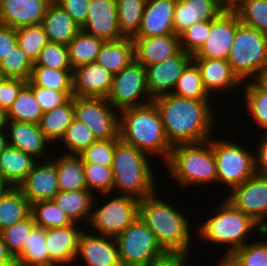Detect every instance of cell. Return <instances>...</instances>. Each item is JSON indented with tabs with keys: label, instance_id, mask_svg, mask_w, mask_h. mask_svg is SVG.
I'll return each mask as SVG.
<instances>
[{
	"label": "cell",
	"instance_id": "1",
	"mask_svg": "<svg viewBox=\"0 0 267 266\" xmlns=\"http://www.w3.org/2000/svg\"><path fill=\"white\" fill-rule=\"evenodd\" d=\"M153 102L159 110L166 137L172 146L200 143L216 135L214 133L217 131L219 116L213 110L214 101L192 100L168 93L154 98Z\"/></svg>",
	"mask_w": 267,
	"mask_h": 266
},
{
	"label": "cell",
	"instance_id": "2",
	"mask_svg": "<svg viewBox=\"0 0 267 266\" xmlns=\"http://www.w3.org/2000/svg\"><path fill=\"white\" fill-rule=\"evenodd\" d=\"M159 192L155 191L151 195L139 201V217L146 226L154 233L157 241L165 251L168 252H193L191 244L196 235H193L190 218L186 211L175 208L165 198H158ZM168 201V202H167ZM185 213V214H184ZM192 227V228H191ZM194 227V228H193ZM192 232V233H191Z\"/></svg>",
	"mask_w": 267,
	"mask_h": 266
},
{
	"label": "cell",
	"instance_id": "3",
	"mask_svg": "<svg viewBox=\"0 0 267 266\" xmlns=\"http://www.w3.org/2000/svg\"><path fill=\"white\" fill-rule=\"evenodd\" d=\"M221 201L216 205L218 208L215 207L213 210L215 212H212L210 217L204 218L202 224L195 229L194 234L197 233V237L207 245L215 244L220 248L223 245V249L226 251H223L222 255L225 257L232 255L250 240L257 238L264 229L226 198Z\"/></svg>",
	"mask_w": 267,
	"mask_h": 266
},
{
	"label": "cell",
	"instance_id": "4",
	"mask_svg": "<svg viewBox=\"0 0 267 266\" xmlns=\"http://www.w3.org/2000/svg\"><path fill=\"white\" fill-rule=\"evenodd\" d=\"M119 136L138 150L165 164L173 146L168 141L158 108L152 101L119 111ZM158 157V158H156ZM160 158V159H159Z\"/></svg>",
	"mask_w": 267,
	"mask_h": 266
},
{
	"label": "cell",
	"instance_id": "5",
	"mask_svg": "<svg viewBox=\"0 0 267 266\" xmlns=\"http://www.w3.org/2000/svg\"><path fill=\"white\" fill-rule=\"evenodd\" d=\"M148 154L119 138L115 144L112 171L113 192L128 195L138 200L158 191L154 164ZM150 160V161H149ZM155 175V176H154ZM118 192V193H117Z\"/></svg>",
	"mask_w": 267,
	"mask_h": 266
},
{
	"label": "cell",
	"instance_id": "6",
	"mask_svg": "<svg viewBox=\"0 0 267 266\" xmlns=\"http://www.w3.org/2000/svg\"><path fill=\"white\" fill-rule=\"evenodd\" d=\"M164 165L167 175L182 189L195 185L206 189L217 183V164L209 141L174 145Z\"/></svg>",
	"mask_w": 267,
	"mask_h": 266
},
{
	"label": "cell",
	"instance_id": "7",
	"mask_svg": "<svg viewBox=\"0 0 267 266\" xmlns=\"http://www.w3.org/2000/svg\"><path fill=\"white\" fill-rule=\"evenodd\" d=\"M232 71L242 81L252 80L267 66V34L240 22L228 59Z\"/></svg>",
	"mask_w": 267,
	"mask_h": 266
},
{
	"label": "cell",
	"instance_id": "8",
	"mask_svg": "<svg viewBox=\"0 0 267 266\" xmlns=\"http://www.w3.org/2000/svg\"><path fill=\"white\" fill-rule=\"evenodd\" d=\"M225 139L212 136L208 141L217 164V183L231 190L256 173L255 151L241 142Z\"/></svg>",
	"mask_w": 267,
	"mask_h": 266
},
{
	"label": "cell",
	"instance_id": "9",
	"mask_svg": "<svg viewBox=\"0 0 267 266\" xmlns=\"http://www.w3.org/2000/svg\"><path fill=\"white\" fill-rule=\"evenodd\" d=\"M100 195V197L106 196L104 197V199H110H108L107 201H102V198H100L101 202L103 203H97V200H99V198L96 199V197L98 196L95 195L92 209V217L89 223L90 226H88V228H92L94 230L93 232L96 234L116 238L135 219H137L139 215L140 200L128 195L116 196L113 193L112 195Z\"/></svg>",
	"mask_w": 267,
	"mask_h": 266
},
{
	"label": "cell",
	"instance_id": "10",
	"mask_svg": "<svg viewBox=\"0 0 267 266\" xmlns=\"http://www.w3.org/2000/svg\"><path fill=\"white\" fill-rule=\"evenodd\" d=\"M115 239L122 266H148L166 252L139 216Z\"/></svg>",
	"mask_w": 267,
	"mask_h": 266
},
{
	"label": "cell",
	"instance_id": "11",
	"mask_svg": "<svg viewBox=\"0 0 267 266\" xmlns=\"http://www.w3.org/2000/svg\"><path fill=\"white\" fill-rule=\"evenodd\" d=\"M74 118L85 124L96 140L119 136V111L106 98L73 96Z\"/></svg>",
	"mask_w": 267,
	"mask_h": 266
},
{
	"label": "cell",
	"instance_id": "12",
	"mask_svg": "<svg viewBox=\"0 0 267 266\" xmlns=\"http://www.w3.org/2000/svg\"><path fill=\"white\" fill-rule=\"evenodd\" d=\"M106 99L118 111L152 102L147 89L145 67L133 60L114 75L113 85Z\"/></svg>",
	"mask_w": 267,
	"mask_h": 266
},
{
	"label": "cell",
	"instance_id": "13",
	"mask_svg": "<svg viewBox=\"0 0 267 266\" xmlns=\"http://www.w3.org/2000/svg\"><path fill=\"white\" fill-rule=\"evenodd\" d=\"M225 198L267 230V175L255 173L233 187Z\"/></svg>",
	"mask_w": 267,
	"mask_h": 266
},
{
	"label": "cell",
	"instance_id": "14",
	"mask_svg": "<svg viewBox=\"0 0 267 266\" xmlns=\"http://www.w3.org/2000/svg\"><path fill=\"white\" fill-rule=\"evenodd\" d=\"M237 29V14L225 10L210 20V32L205 43L192 55L193 58L228 59Z\"/></svg>",
	"mask_w": 267,
	"mask_h": 266
},
{
	"label": "cell",
	"instance_id": "15",
	"mask_svg": "<svg viewBox=\"0 0 267 266\" xmlns=\"http://www.w3.org/2000/svg\"><path fill=\"white\" fill-rule=\"evenodd\" d=\"M192 55L181 50L172 58L145 67L146 84L152 99L172 93L183 70L192 61Z\"/></svg>",
	"mask_w": 267,
	"mask_h": 266
},
{
	"label": "cell",
	"instance_id": "16",
	"mask_svg": "<svg viewBox=\"0 0 267 266\" xmlns=\"http://www.w3.org/2000/svg\"><path fill=\"white\" fill-rule=\"evenodd\" d=\"M91 231H83L74 264L82 260L84 266H122L116 239Z\"/></svg>",
	"mask_w": 267,
	"mask_h": 266
},
{
	"label": "cell",
	"instance_id": "17",
	"mask_svg": "<svg viewBox=\"0 0 267 266\" xmlns=\"http://www.w3.org/2000/svg\"><path fill=\"white\" fill-rule=\"evenodd\" d=\"M192 61L197 65L203 86L212 99L216 98L213 94H218V92L221 95L228 94L229 96L231 92L234 93L243 85L227 60L192 58ZM233 89L234 91H232Z\"/></svg>",
	"mask_w": 267,
	"mask_h": 266
},
{
	"label": "cell",
	"instance_id": "18",
	"mask_svg": "<svg viewBox=\"0 0 267 266\" xmlns=\"http://www.w3.org/2000/svg\"><path fill=\"white\" fill-rule=\"evenodd\" d=\"M81 30L103 41H114L124 37L118 26L116 0H91L86 22Z\"/></svg>",
	"mask_w": 267,
	"mask_h": 266
},
{
	"label": "cell",
	"instance_id": "19",
	"mask_svg": "<svg viewBox=\"0 0 267 266\" xmlns=\"http://www.w3.org/2000/svg\"><path fill=\"white\" fill-rule=\"evenodd\" d=\"M18 188L31 204L53 200L60 191L55 163L51 159L38 161Z\"/></svg>",
	"mask_w": 267,
	"mask_h": 266
},
{
	"label": "cell",
	"instance_id": "20",
	"mask_svg": "<svg viewBox=\"0 0 267 266\" xmlns=\"http://www.w3.org/2000/svg\"><path fill=\"white\" fill-rule=\"evenodd\" d=\"M81 226L73 223L66 227L45 229V242L49 258L56 266H72L79 251L80 237L86 229Z\"/></svg>",
	"mask_w": 267,
	"mask_h": 266
},
{
	"label": "cell",
	"instance_id": "21",
	"mask_svg": "<svg viewBox=\"0 0 267 266\" xmlns=\"http://www.w3.org/2000/svg\"><path fill=\"white\" fill-rule=\"evenodd\" d=\"M6 133L8 146L17 148L38 161L50 159L48 153L54 148L40 130L39 124L8 121ZM45 157L47 158L45 159Z\"/></svg>",
	"mask_w": 267,
	"mask_h": 266
},
{
	"label": "cell",
	"instance_id": "22",
	"mask_svg": "<svg viewBox=\"0 0 267 266\" xmlns=\"http://www.w3.org/2000/svg\"><path fill=\"white\" fill-rule=\"evenodd\" d=\"M114 75L96 61L73 70V93L77 97L107 98Z\"/></svg>",
	"mask_w": 267,
	"mask_h": 266
},
{
	"label": "cell",
	"instance_id": "23",
	"mask_svg": "<svg viewBox=\"0 0 267 266\" xmlns=\"http://www.w3.org/2000/svg\"><path fill=\"white\" fill-rule=\"evenodd\" d=\"M53 0H0V24L19 28L42 24Z\"/></svg>",
	"mask_w": 267,
	"mask_h": 266
},
{
	"label": "cell",
	"instance_id": "24",
	"mask_svg": "<svg viewBox=\"0 0 267 266\" xmlns=\"http://www.w3.org/2000/svg\"><path fill=\"white\" fill-rule=\"evenodd\" d=\"M176 0H146L140 29L133 38H150L174 33Z\"/></svg>",
	"mask_w": 267,
	"mask_h": 266
},
{
	"label": "cell",
	"instance_id": "25",
	"mask_svg": "<svg viewBox=\"0 0 267 266\" xmlns=\"http://www.w3.org/2000/svg\"><path fill=\"white\" fill-rule=\"evenodd\" d=\"M135 60L144 67L172 58L181 51L179 35L132 38Z\"/></svg>",
	"mask_w": 267,
	"mask_h": 266
},
{
	"label": "cell",
	"instance_id": "26",
	"mask_svg": "<svg viewBox=\"0 0 267 266\" xmlns=\"http://www.w3.org/2000/svg\"><path fill=\"white\" fill-rule=\"evenodd\" d=\"M224 11L220 0H176L174 33L179 35L192 24L213 20Z\"/></svg>",
	"mask_w": 267,
	"mask_h": 266
},
{
	"label": "cell",
	"instance_id": "27",
	"mask_svg": "<svg viewBox=\"0 0 267 266\" xmlns=\"http://www.w3.org/2000/svg\"><path fill=\"white\" fill-rule=\"evenodd\" d=\"M42 25L49 42L65 45H68L81 30L72 17L54 1L47 9Z\"/></svg>",
	"mask_w": 267,
	"mask_h": 266
},
{
	"label": "cell",
	"instance_id": "28",
	"mask_svg": "<svg viewBox=\"0 0 267 266\" xmlns=\"http://www.w3.org/2000/svg\"><path fill=\"white\" fill-rule=\"evenodd\" d=\"M95 195L88 189L77 191H59L53 201L61 208L73 223L88 226L92 217ZM85 219L88 221H85ZM83 221V223H81Z\"/></svg>",
	"mask_w": 267,
	"mask_h": 266
},
{
	"label": "cell",
	"instance_id": "29",
	"mask_svg": "<svg viewBox=\"0 0 267 266\" xmlns=\"http://www.w3.org/2000/svg\"><path fill=\"white\" fill-rule=\"evenodd\" d=\"M133 60H135L134 42L131 37L104 41L96 58V62L113 75L118 74Z\"/></svg>",
	"mask_w": 267,
	"mask_h": 266
},
{
	"label": "cell",
	"instance_id": "30",
	"mask_svg": "<svg viewBox=\"0 0 267 266\" xmlns=\"http://www.w3.org/2000/svg\"><path fill=\"white\" fill-rule=\"evenodd\" d=\"M37 162L33 156L7 146L0 153V175L12 187H18Z\"/></svg>",
	"mask_w": 267,
	"mask_h": 266
},
{
	"label": "cell",
	"instance_id": "31",
	"mask_svg": "<svg viewBox=\"0 0 267 266\" xmlns=\"http://www.w3.org/2000/svg\"><path fill=\"white\" fill-rule=\"evenodd\" d=\"M62 153V154H61ZM50 159L55 163L60 191L87 189L84 176L83 160L80 155L65 154L63 150Z\"/></svg>",
	"mask_w": 267,
	"mask_h": 266
},
{
	"label": "cell",
	"instance_id": "32",
	"mask_svg": "<svg viewBox=\"0 0 267 266\" xmlns=\"http://www.w3.org/2000/svg\"><path fill=\"white\" fill-rule=\"evenodd\" d=\"M74 118L73 96L63 105L43 113L39 122L40 130L46 139L52 143H58L64 136L72 119Z\"/></svg>",
	"mask_w": 267,
	"mask_h": 266
},
{
	"label": "cell",
	"instance_id": "33",
	"mask_svg": "<svg viewBox=\"0 0 267 266\" xmlns=\"http://www.w3.org/2000/svg\"><path fill=\"white\" fill-rule=\"evenodd\" d=\"M31 215V203L18 187H11L0 198V231Z\"/></svg>",
	"mask_w": 267,
	"mask_h": 266
},
{
	"label": "cell",
	"instance_id": "34",
	"mask_svg": "<svg viewBox=\"0 0 267 266\" xmlns=\"http://www.w3.org/2000/svg\"><path fill=\"white\" fill-rule=\"evenodd\" d=\"M103 42L102 39L80 30L67 45L72 69L96 61Z\"/></svg>",
	"mask_w": 267,
	"mask_h": 266
},
{
	"label": "cell",
	"instance_id": "35",
	"mask_svg": "<svg viewBox=\"0 0 267 266\" xmlns=\"http://www.w3.org/2000/svg\"><path fill=\"white\" fill-rule=\"evenodd\" d=\"M7 115L9 121L39 124L43 111L27 83L19 91Z\"/></svg>",
	"mask_w": 267,
	"mask_h": 266
},
{
	"label": "cell",
	"instance_id": "36",
	"mask_svg": "<svg viewBox=\"0 0 267 266\" xmlns=\"http://www.w3.org/2000/svg\"><path fill=\"white\" fill-rule=\"evenodd\" d=\"M242 106L247 108V116H250L255 125L264 132L267 131V92L262 91L252 80L243 82ZM245 105V106H244Z\"/></svg>",
	"mask_w": 267,
	"mask_h": 266
},
{
	"label": "cell",
	"instance_id": "37",
	"mask_svg": "<svg viewBox=\"0 0 267 266\" xmlns=\"http://www.w3.org/2000/svg\"><path fill=\"white\" fill-rule=\"evenodd\" d=\"M73 69H54L33 66L29 81L35 85L56 91H73Z\"/></svg>",
	"mask_w": 267,
	"mask_h": 266
},
{
	"label": "cell",
	"instance_id": "38",
	"mask_svg": "<svg viewBox=\"0 0 267 266\" xmlns=\"http://www.w3.org/2000/svg\"><path fill=\"white\" fill-rule=\"evenodd\" d=\"M22 266H56L49 258L45 229L35 226L22 254L16 259Z\"/></svg>",
	"mask_w": 267,
	"mask_h": 266
},
{
	"label": "cell",
	"instance_id": "39",
	"mask_svg": "<svg viewBox=\"0 0 267 266\" xmlns=\"http://www.w3.org/2000/svg\"><path fill=\"white\" fill-rule=\"evenodd\" d=\"M172 94L192 100H213L206 92L200 71L193 61L183 70Z\"/></svg>",
	"mask_w": 267,
	"mask_h": 266
},
{
	"label": "cell",
	"instance_id": "40",
	"mask_svg": "<svg viewBox=\"0 0 267 266\" xmlns=\"http://www.w3.org/2000/svg\"><path fill=\"white\" fill-rule=\"evenodd\" d=\"M118 26L124 37L133 38L140 29L146 0H116Z\"/></svg>",
	"mask_w": 267,
	"mask_h": 266
},
{
	"label": "cell",
	"instance_id": "41",
	"mask_svg": "<svg viewBox=\"0 0 267 266\" xmlns=\"http://www.w3.org/2000/svg\"><path fill=\"white\" fill-rule=\"evenodd\" d=\"M31 215L36 226L43 229L66 227L73 222L53 200L31 204Z\"/></svg>",
	"mask_w": 267,
	"mask_h": 266
},
{
	"label": "cell",
	"instance_id": "42",
	"mask_svg": "<svg viewBox=\"0 0 267 266\" xmlns=\"http://www.w3.org/2000/svg\"><path fill=\"white\" fill-rule=\"evenodd\" d=\"M96 141L93 132L85 124L73 118L59 144L63 143L65 154L80 155Z\"/></svg>",
	"mask_w": 267,
	"mask_h": 266
},
{
	"label": "cell",
	"instance_id": "43",
	"mask_svg": "<svg viewBox=\"0 0 267 266\" xmlns=\"http://www.w3.org/2000/svg\"><path fill=\"white\" fill-rule=\"evenodd\" d=\"M33 66L34 62L18 45L0 62V70L4 79L28 81Z\"/></svg>",
	"mask_w": 267,
	"mask_h": 266
},
{
	"label": "cell",
	"instance_id": "44",
	"mask_svg": "<svg viewBox=\"0 0 267 266\" xmlns=\"http://www.w3.org/2000/svg\"><path fill=\"white\" fill-rule=\"evenodd\" d=\"M36 226L32 215L0 231L8 251L16 260L23 252L29 235Z\"/></svg>",
	"mask_w": 267,
	"mask_h": 266
},
{
	"label": "cell",
	"instance_id": "45",
	"mask_svg": "<svg viewBox=\"0 0 267 266\" xmlns=\"http://www.w3.org/2000/svg\"><path fill=\"white\" fill-rule=\"evenodd\" d=\"M17 45L35 62L41 49L49 42L42 24L16 29Z\"/></svg>",
	"mask_w": 267,
	"mask_h": 266
},
{
	"label": "cell",
	"instance_id": "46",
	"mask_svg": "<svg viewBox=\"0 0 267 266\" xmlns=\"http://www.w3.org/2000/svg\"><path fill=\"white\" fill-rule=\"evenodd\" d=\"M87 189L94 195L112 194L114 187L113 171L111 167L83 163Z\"/></svg>",
	"mask_w": 267,
	"mask_h": 266
},
{
	"label": "cell",
	"instance_id": "47",
	"mask_svg": "<svg viewBox=\"0 0 267 266\" xmlns=\"http://www.w3.org/2000/svg\"><path fill=\"white\" fill-rule=\"evenodd\" d=\"M234 11L240 22L267 34V0H244Z\"/></svg>",
	"mask_w": 267,
	"mask_h": 266
},
{
	"label": "cell",
	"instance_id": "48",
	"mask_svg": "<svg viewBox=\"0 0 267 266\" xmlns=\"http://www.w3.org/2000/svg\"><path fill=\"white\" fill-rule=\"evenodd\" d=\"M259 237L256 238L258 240L249 241L232 254L242 266H267V230L261 232Z\"/></svg>",
	"mask_w": 267,
	"mask_h": 266
},
{
	"label": "cell",
	"instance_id": "49",
	"mask_svg": "<svg viewBox=\"0 0 267 266\" xmlns=\"http://www.w3.org/2000/svg\"><path fill=\"white\" fill-rule=\"evenodd\" d=\"M34 66H43L54 69H72L68 47L65 44L48 42L40 51Z\"/></svg>",
	"mask_w": 267,
	"mask_h": 266
},
{
	"label": "cell",
	"instance_id": "50",
	"mask_svg": "<svg viewBox=\"0 0 267 266\" xmlns=\"http://www.w3.org/2000/svg\"><path fill=\"white\" fill-rule=\"evenodd\" d=\"M119 138L97 140L87 147L81 154L83 163H92L111 167L114 157L115 144Z\"/></svg>",
	"mask_w": 267,
	"mask_h": 266
},
{
	"label": "cell",
	"instance_id": "51",
	"mask_svg": "<svg viewBox=\"0 0 267 266\" xmlns=\"http://www.w3.org/2000/svg\"><path fill=\"white\" fill-rule=\"evenodd\" d=\"M210 32V20L192 24L179 34L181 50L194 55L205 43Z\"/></svg>",
	"mask_w": 267,
	"mask_h": 266
},
{
	"label": "cell",
	"instance_id": "52",
	"mask_svg": "<svg viewBox=\"0 0 267 266\" xmlns=\"http://www.w3.org/2000/svg\"><path fill=\"white\" fill-rule=\"evenodd\" d=\"M27 84L31 87L36 101L41 106L43 113L65 104L72 96L73 91H56L33 85L29 80Z\"/></svg>",
	"mask_w": 267,
	"mask_h": 266
},
{
	"label": "cell",
	"instance_id": "53",
	"mask_svg": "<svg viewBox=\"0 0 267 266\" xmlns=\"http://www.w3.org/2000/svg\"><path fill=\"white\" fill-rule=\"evenodd\" d=\"M27 81L19 79H3L0 82V109L8 112L16 100L19 91Z\"/></svg>",
	"mask_w": 267,
	"mask_h": 266
},
{
	"label": "cell",
	"instance_id": "54",
	"mask_svg": "<svg viewBox=\"0 0 267 266\" xmlns=\"http://www.w3.org/2000/svg\"><path fill=\"white\" fill-rule=\"evenodd\" d=\"M90 1L91 0H54V2L63 8L80 27L86 22Z\"/></svg>",
	"mask_w": 267,
	"mask_h": 266
},
{
	"label": "cell",
	"instance_id": "55",
	"mask_svg": "<svg viewBox=\"0 0 267 266\" xmlns=\"http://www.w3.org/2000/svg\"><path fill=\"white\" fill-rule=\"evenodd\" d=\"M189 252H168L153 260L148 266H188Z\"/></svg>",
	"mask_w": 267,
	"mask_h": 266
},
{
	"label": "cell",
	"instance_id": "56",
	"mask_svg": "<svg viewBox=\"0 0 267 266\" xmlns=\"http://www.w3.org/2000/svg\"><path fill=\"white\" fill-rule=\"evenodd\" d=\"M17 46L16 29L0 24V62Z\"/></svg>",
	"mask_w": 267,
	"mask_h": 266
},
{
	"label": "cell",
	"instance_id": "57",
	"mask_svg": "<svg viewBox=\"0 0 267 266\" xmlns=\"http://www.w3.org/2000/svg\"><path fill=\"white\" fill-rule=\"evenodd\" d=\"M262 134L258 145L255 143V169L256 173L267 175V131Z\"/></svg>",
	"mask_w": 267,
	"mask_h": 266
},
{
	"label": "cell",
	"instance_id": "58",
	"mask_svg": "<svg viewBox=\"0 0 267 266\" xmlns=\"http://www.w3.org/2000/svg\"><path fill=\"white\" fill-rule=\"evenodd\" d=\"M13 261H15V259L8 251L7 246L3 241L2 235L0 233V266H7Z\"/></svg>",
	"mask_w": 267,
	"mask_h": 266
},
{
	"label": "cell",
	"instance_id": "59",
	"mask_svg": "<svg viewBox=\"0 0 267 266\" xmlns=\"http://www.w3.org/2000/svg\"><path fill=\"white\" fill-rule=\"evenodd\" d=\"M252 81L264 92H267V66H265Z\"/></svg>",
	"mask_w": 267,
	"mask_h": 266
},
{
	"label": "cell",
	"instance_id": "60",
	"mask_svg": "<svg viewBox=\"0 0 267 266\" xmlns=\"http://www.w3.org/2000/svg\"><path fill=\"white\" fill-rule=\"evenodd\" d=\"M219 266H242L232 255L222 257L217 263Z\"/></svg>",
	"mask_w": 267,
	"mask_h": 266
},
{
	"label": "cell",
	"instance_id": "61",
	"mask_svg": "<svg viewBox=\"0 0 267 266\" xmlns=\"http://www.w3.org/2000/svg\"><path fill=\"white\" fill-rule=\"evenodd\" d=\"M8 121L7 112L0 109V133H6Z\"/></svg>",
	"mask_w": 267,
	"mask_h": 266
},
{
	"label": "cell",
	"instance_id": "62",
	"mask_svg": "<svg viewBox=\"0 0 267 266\" xmlns=\"http://www.w3.org/2000/svg\"><path fill=\"white\" fill-rule=\"evenodd\" d=\"M244 0H222V6L225 10H234Z\"/></svg>",
	"mask_w": 267,
	"mask_h": 266
},
{
	"label": "cell",
	"instance_id": "63",
	"mask_svg": "<svg viewBox=\"0 0 267 266\" xmlns=\"http://www.w3.org/2000/svg\"><path fill=\"white\" fill-rule=\"evenodd\" d=\"M12 186L0 175V198L10 189Z\"/></svg>",
	"mask_w": 267,
	"mask_h": 266
},
{
	"label": "cell",
	"instance_id": "64",
	"mask_svg": "<svg viewBox=\"0 0 267 266\" xmlns=\"http://www.w3.org/2000/svg\"><path fill=\"white\" fill-rule=\"evenodd\" d=\"M8 146L7 133H0V153Z\"/></svg>",
	"mask_w": 267,
	"mask_h": 266
},
{
	"label": "cell",
	"instance_id": "65",
	"mask_svg": "<svg viewBox=\"0 0 267 266\" xmlns=\"http://www.w3.org/2000/svg\"><path fill=\"white\" fill-rule=\"evenodd\" d=\"M7 266H22L17 260L13 261L11 264Z\"/></svg>",
	"mask_w": 267,
	"mask_h": 266
},
{
	"label": "cell",
	"instance_id": "66",
	"mask_svg": "<svg viewBox=\"0 0 267 266\" xmlns=\"http://www.w3.org/2000/svg\"><path fill=\"white\" fill-rule=\"evenodd\" d=\"M4 79L2 71L0 70V82Z\"/></svg>",
	"mask_w": 267,
	"mask_h": 266
}]
</instances>
